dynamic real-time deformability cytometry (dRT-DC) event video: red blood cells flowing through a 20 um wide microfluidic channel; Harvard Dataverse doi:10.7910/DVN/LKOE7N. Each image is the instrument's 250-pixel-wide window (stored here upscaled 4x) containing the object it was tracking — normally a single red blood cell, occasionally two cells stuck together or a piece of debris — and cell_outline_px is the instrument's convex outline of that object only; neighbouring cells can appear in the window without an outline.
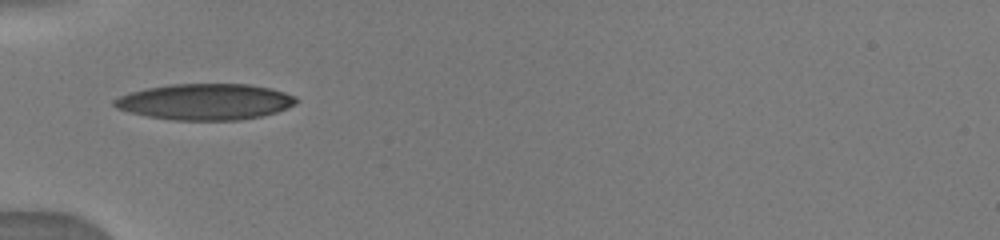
{"species": "human", "species_latin": "Homo sapiens", "temperature_condition": "warm", "stored_images_in_passage": 34, "camera_frame_rate_fps": 3000, "um_per_image_px": 0.085, "donor": {"sex": "male"}, "frame": {"image": 1, "passage_image": 1, "time_ms": 0.0, "image_size_px": [1000, 240], "cell_outline_px": [[300, 100], [296, 104], [288, 108], [276, 112], [260, 116], [240, 120], [172, 120], [148, 116], [128, 112], [116, 108], [112, 104], [112, 100], [128, 92], [148, 88], [172, 84], [248, 84], [272, 88], [296, 96]], "centroid_in_image_um": [17.46, 8.65], "position_along_channel_um": 67.5, "area_um2": 38.49}}
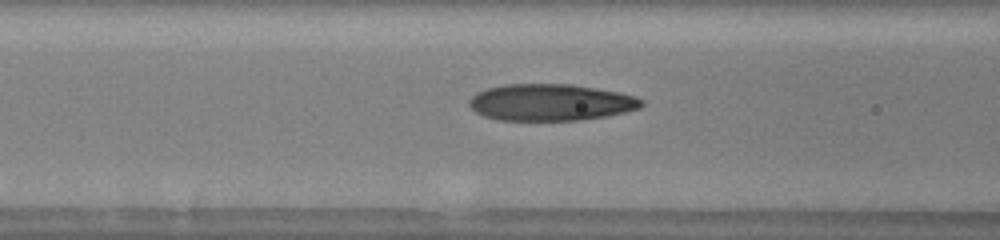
{"frame": {"image": 2, "passage_image": 6, "time_ms": 1.333, "image_size_px": [1000, 240], "cell_outline_px": [[644, 104], [640, 108], [608, 116], [580, 120], [496, 120], [484, 116], [476, 112], [468, 104], [468, 100], [476, 92], [488, 88], [504, 84], [572, 84], [620, 92], [636, 96], [644, 100]], "centroid_in_image_um": [46.82, 8.7], "position_along_channel_um": 119.8, "area_um2": 37.11}}
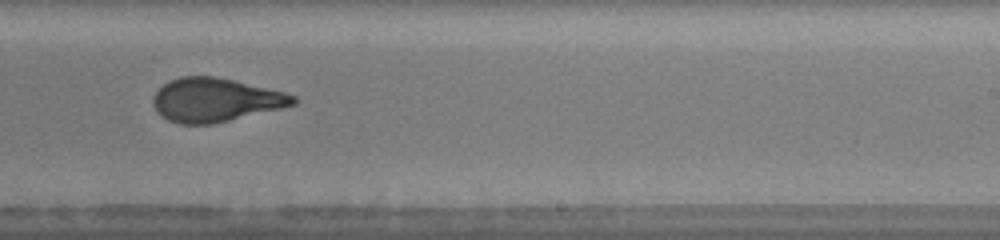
{"frame": {"image": 3, "passage_image": 20, "time_ms": 5.0, "image_size_px": [1000, 240], "cell_outline_px": [[296, 104], [280, 108], [212, 124], [180, 124], [168, 120], [160, 116], [156, 112], [152, 104], [152, 96], [168, 80], [180, 76], [216, 76], [284, 92], [296, 96]], "centroid_in_image_um": [18.24, 8.49], "position_along_channel_um": 270.8, "area_um2": 35.6}}